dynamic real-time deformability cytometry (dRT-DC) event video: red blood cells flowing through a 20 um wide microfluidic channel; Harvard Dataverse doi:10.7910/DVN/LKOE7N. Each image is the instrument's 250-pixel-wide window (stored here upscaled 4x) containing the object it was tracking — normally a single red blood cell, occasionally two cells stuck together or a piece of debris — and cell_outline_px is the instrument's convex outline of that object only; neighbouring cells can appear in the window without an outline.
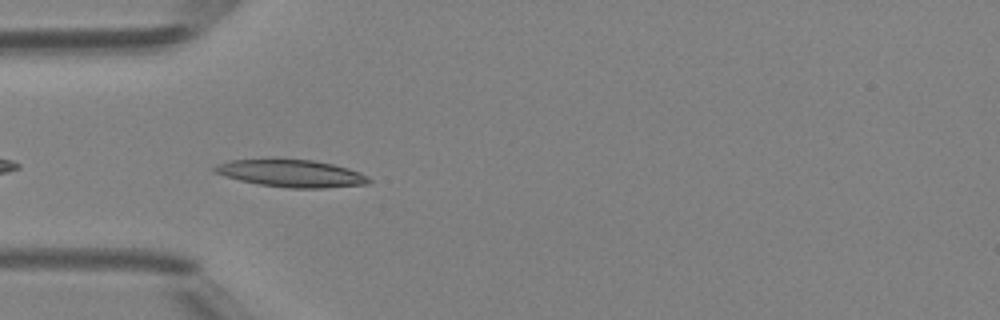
{"species": "Egyptian fruit bat (a non-hibernating species)", "species_latin": "Rousettus aegyptiacus", "temperature_condition": "room temperature", "stored_images_in_passage": 36, "camera_frame_rate_fps": 3000, "um_per_image_px": 0.085, "animal": {"sex": "female"}, "frame": {"image": 1, "passage_image": 2, "time_ms": 0.333, "image_size_px": [1000, 320], "cell_outline_px": [[372, 180], [368, 184], [324, 188], [288, 188], [260, 184], [240, 180], [224, 176], [212, 172], [212, 168], [216, 164], [228, 160], [276, 156], [312, 160], [332, 164], [348, 168], [360, 172], [368, 176]], "centroid_in_image_um": [24.68, 14.69], "position_along_channel_um": 60.3, "area_um2": 25.61}}
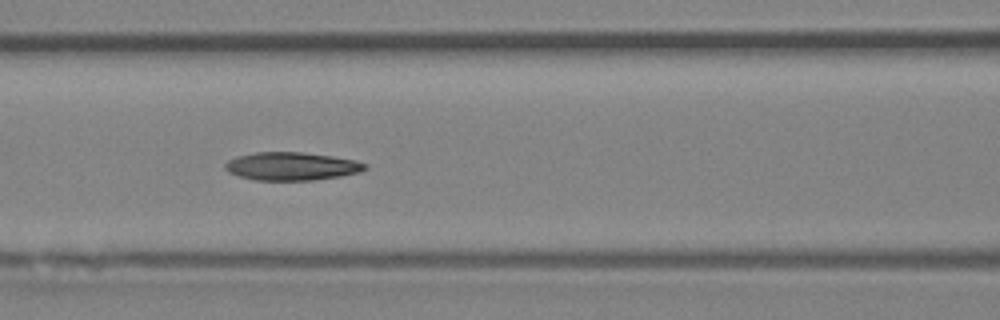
{"frame": {"image": 2, "passage_image": 8, "time_ms": 2.333, "image_size_px": [1000, 320], "cell_outline_px": [[368, 168], [360, 172], [340, 176], [312, 180], [256, 180], [240, 176], [228, 172], [224, 168], [224, 164], [228, 160], [236, 156], [256, 152], [300, 152], [332, 156], [356, 160], [368, 164]], "centroid_in_image_um": [24.79, 14.12], "position_along_channel_um": 141.8, "area_um2": 22.95}}
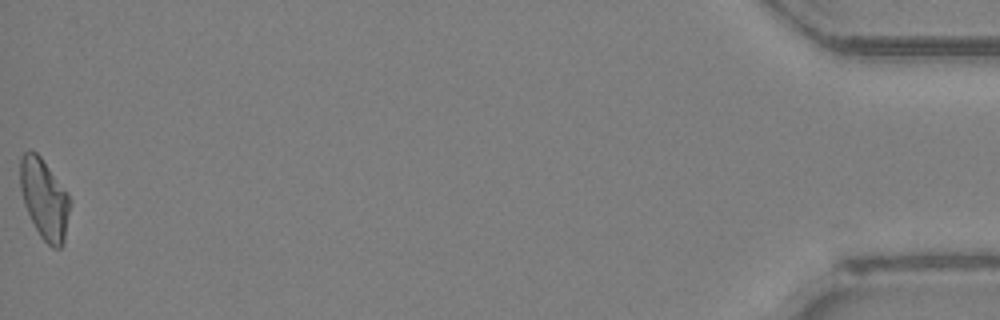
{"frame": {"image": 3, "passage_image": 36, "time_ms": 11.667, "image_size_px": [1000, 320], "cell_outline_px": [[72, 200], [64, 244], [60, 248], [52, 248], [40, 236], [24, 204], [20, 188], [20, 156], [28, 148], [32, 148], [40, 156]], "centroid_in_image_um": [3.77, 16.91], "position_along_channel_um": 431.4, "area_um2": 23.35}, "authors_computed_cell_mechanics": {"area_um2": 22.6287, "velocity_mm_per_s": 4.192, "shape_relaxation_time_tau1_ms": 10.8021, "shape_relaxation_time_tau2_ms": 5.5802, "deformation_change_tau1": 0.2418, "deformation_change_tau2": 0.1306}}